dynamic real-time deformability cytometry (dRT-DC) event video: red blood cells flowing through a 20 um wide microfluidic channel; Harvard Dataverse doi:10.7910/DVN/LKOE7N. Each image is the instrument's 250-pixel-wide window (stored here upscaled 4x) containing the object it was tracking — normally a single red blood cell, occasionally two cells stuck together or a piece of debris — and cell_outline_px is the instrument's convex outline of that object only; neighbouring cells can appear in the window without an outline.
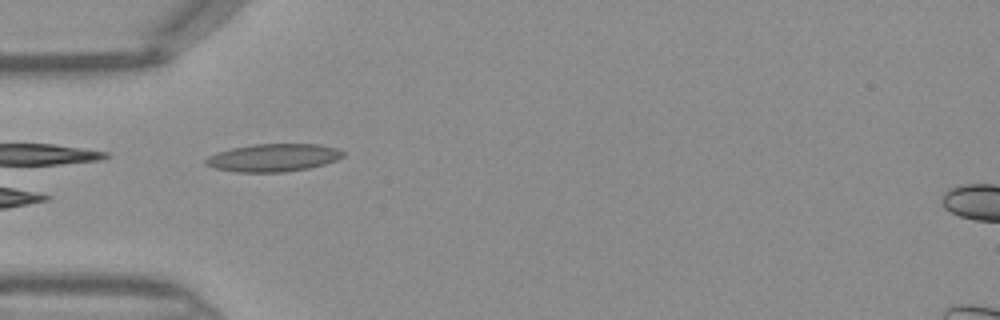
{"species": "Egyptian fruit bat (a non-hibernating species)", "species_latin": "Rousettus aegyptiacus", "temperature_condition": "warm", "stored_images_in_passage": 23, "camera_frame_rate_fps": 3000, "um_per_image_px": 0.085, "frame": {"image": 1, "passage_image": 1, "time_ms": 0.0, "image_size_px": [1000, 320], "cell_outline_px": [[344, 156], [336, 160], [324, 164], [308, 168], [284, 172], [232, 172], [212, 168], [204, 164], [204, 160], [208, 156], [216, 152], [232, 148], [252, 144], [320, 144], [340, 148], [344, 152]], "centroid_in_image_um": [23.21, 13.4], "position_along_channel_um": 61.8, "area_um2": 22.54}}